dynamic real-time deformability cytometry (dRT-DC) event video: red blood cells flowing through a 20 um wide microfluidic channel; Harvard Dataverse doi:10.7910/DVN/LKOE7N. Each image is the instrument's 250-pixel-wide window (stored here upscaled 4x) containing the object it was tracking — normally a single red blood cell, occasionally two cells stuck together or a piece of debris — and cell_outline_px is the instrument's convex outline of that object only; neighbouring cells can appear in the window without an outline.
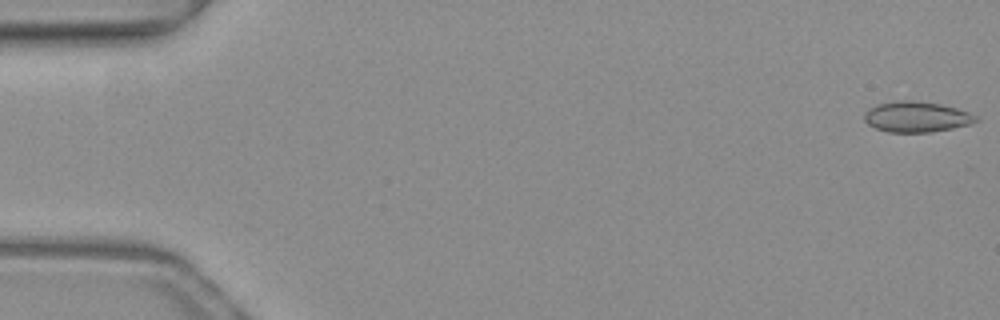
{"species": "common noctule bat (a hibernating species)", "species_latin": "Nyctalus noctula", "temperature_condition": "warm", "stored_images_in_passage": 52, "camera_frame_rate_fps": 3000, "um_per_image_px": 0.085, "animal": {"sex": "female", "body_mass_g": 19.3, "forearm_length_mm": 54.1}, "frame": {"image": 1, "passage_image": 1, "time_ms": 0.0, "image_size_px": [1000, 320], "cell_outline_px": [[980, 120], [972, 124], [932, 132], [888, 132], [876, 128], [868, 124], [864, 120], [864, 112], [868, 108], [876, 104], [896, 100], [912, 100], [940, 104], [956, 108], [968, 112], [976, 116]], "centroid_in_image_um": [77.88, 9.92], "position_along_channel_um": 7.1, "area_um2": 20.06}}
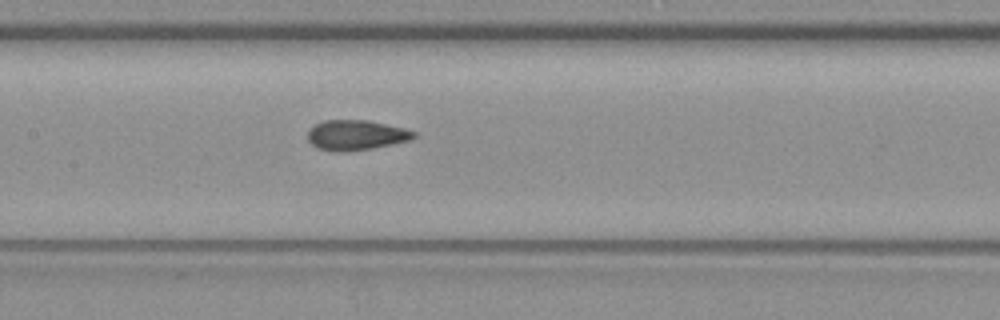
{"frame": {"image": 2, "passage_image": 25, "time_ms": 8.0, "image_size_px": [1000, 320], "cell_outline_px": [[416, 136], [408, 140], [392, 144], [372, 148], [344, 152], [332, 152], [316, 148], [308, 140], [308, 128], [324, 120], [368, 120], [404, 128], [416, 132]], "centroid_in_image_um": [30.22, 11.49], "position_along_channel_um": 177.2, "area_um2": 18.67}}
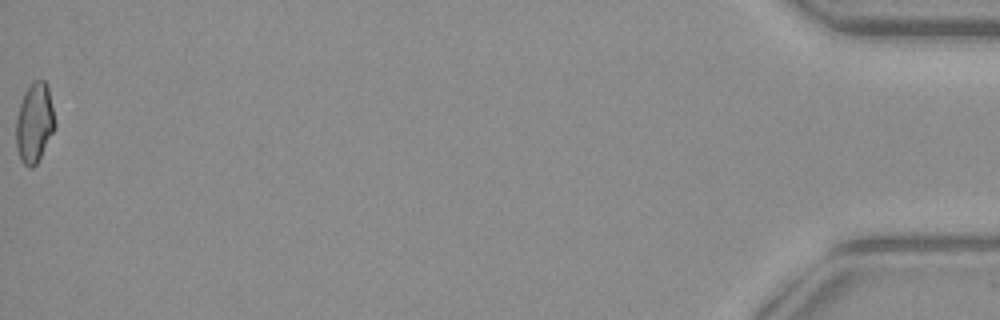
{"frame": {"image": 3, "passage_image": 52, "time_ms": 17.0, "image_size_px": [1000, 320], "cell_outline_px": [[56, 128], [36, 164], [32, 168], [28, 168], [20, 160], [16, 148], [16, 116], [24, 92], [32, 80], [44, 80], [48, 84], [56, 124]], "centroid_in_image_um": [2.93, 10.43], "position_along_channel_um": 432.3, "area_um2": 18.38}, "authors_computed_cell_mechanics": {"area_um2": 18.785, "velocity_mm_per_s": 4.008, "shape_relaxation_time_tau1_ms": null, "shape_relaxation_time_tau2_ms": 1.3204, "deformation_change_tau1": null, "deformation_change_tau2": 0.0572}}